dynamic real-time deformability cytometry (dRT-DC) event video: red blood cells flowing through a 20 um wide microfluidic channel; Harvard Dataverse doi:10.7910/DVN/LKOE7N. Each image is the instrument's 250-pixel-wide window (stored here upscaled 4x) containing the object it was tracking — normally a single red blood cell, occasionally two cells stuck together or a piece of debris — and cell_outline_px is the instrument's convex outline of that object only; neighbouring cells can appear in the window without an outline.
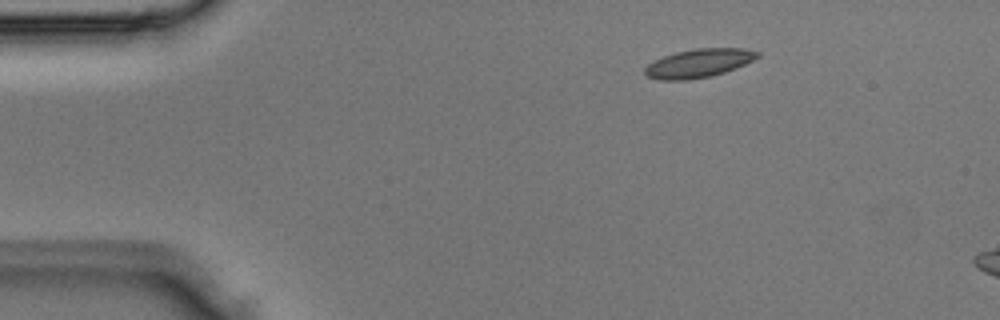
{"species": "Egyptian fruit bat (a non-hibernating species)", "species_latin": "Rousettus aegyptiacus", "temperature_condition": "room temperature", "stored_images_in_passage": 2, "camera_frame_rate_fps": 3000, "um_per_image_px": 0.085, "animal": {"sex": "male"}, "frame": {"image": 1, "passage_image": 1, "time_ms": 0.0, "image_size_px": [1000, 320], "cell_outline_px": [[760, 56], [744, 64], [724, 72], [708, 76], [684, 80], [660, 80], [648, 76], [644, 72], [644, 68], [648, 64], [664, 56], [676, 52], [696, 48], [744, 48], [760, 52]], "centroid_in_image_um": [59.39, 5.36], "position_along_channel_um": 25.6, "area_um2": 18.44}}